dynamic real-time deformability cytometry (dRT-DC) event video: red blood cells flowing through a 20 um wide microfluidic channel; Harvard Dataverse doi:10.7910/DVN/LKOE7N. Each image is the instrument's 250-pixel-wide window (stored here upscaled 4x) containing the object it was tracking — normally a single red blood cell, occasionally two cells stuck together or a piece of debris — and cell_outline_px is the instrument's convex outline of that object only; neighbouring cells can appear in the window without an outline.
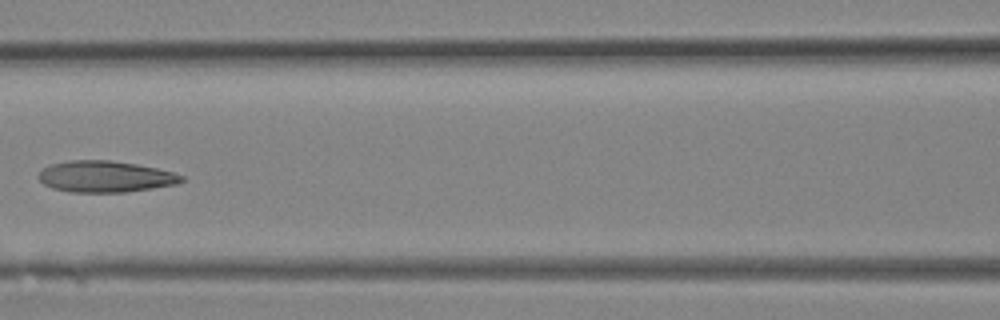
{"species": "Egyptian fruit bat (a non-hibernating species)", "species_latin": "Rousettus aegyptiacus", "temperature_condition": "room temperature", "stored_images_in_passage": 11, "camera_frame_rate_fps": 3000, "um_per_image_px": 0.085, "animal": {"sex": "female"}, "frame": {"image": 1, "passage_image": 10, "time_ms": 3.0, "image_size_px": [1000, 320], "cell_outline_px": [[184, 180], [176, 184], [152, 188], [124, 192], [68, 192], [52, 188], [44, 184], [36, 176], [44, 168], [52, 164], [68, 160], [112, 160], [136, 164], [156, 168], [172, 172], [184, 176]], "centroid_in_image_um": [8.92, 15.01], "position_along_channel_um": 157.7, "area_um2": 26.07}}